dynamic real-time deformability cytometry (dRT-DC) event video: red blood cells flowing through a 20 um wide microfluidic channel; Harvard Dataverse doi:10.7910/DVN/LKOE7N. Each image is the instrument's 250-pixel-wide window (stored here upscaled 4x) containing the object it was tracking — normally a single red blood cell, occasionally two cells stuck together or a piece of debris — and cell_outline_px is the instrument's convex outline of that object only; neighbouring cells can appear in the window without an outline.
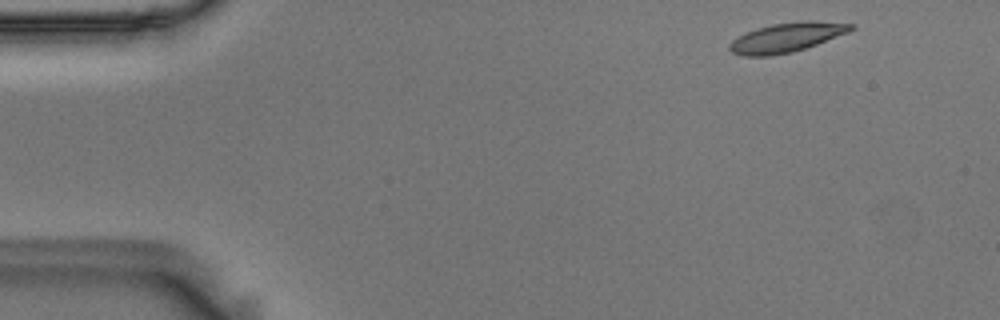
{"species": "Egyptian fruit bat (a non-hibernating species)", "species_latin": "Rousettus aegyptiacus", "temperature_condition": "room temperature", "stored_images_in_passage": 51, "camera_frame_rate_fps": 3000, "um_per_image_px": 0.085, "animal": {"sex": "male"}, "frame": {"image": 1, "passage_image": 1, "time_ms": 0.0, "image_size_px": [1000, 320], "cell_outline_px": [[856, 28], [848, 32], [816, 44], [792, 52], [768, 56], [744, 56], [732, 52], [728, 48], [728, 44], [732, 40], [756, 28], [772, 24], [800, 20], [812, 20], [856, 24]], "centroid_in_image_um": [66.88, 3.16], "position_along_channel_um": 18.1, "area_um2": 20.75}}
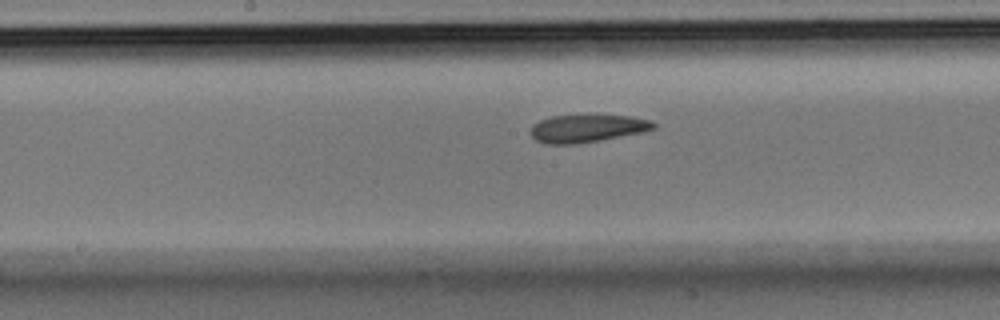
{"frame": {"image": 2, "passage_image": 24, "time_ms": 7.667, "image_size_px": [1000, 320], "cell_outline_px": [[656, 128], [640, 132], [600, 140], [576, 144], [544, 144], [536, 140], [528, 132], [532, 124], [540, 120], [552, 116], [588, 112], [632, 116], [652, 120], [656, 124]], "centroid_in_image_um": [49.88, 10.86], "position_along_channel_um": 198.3, "area_um2": 20.87}}
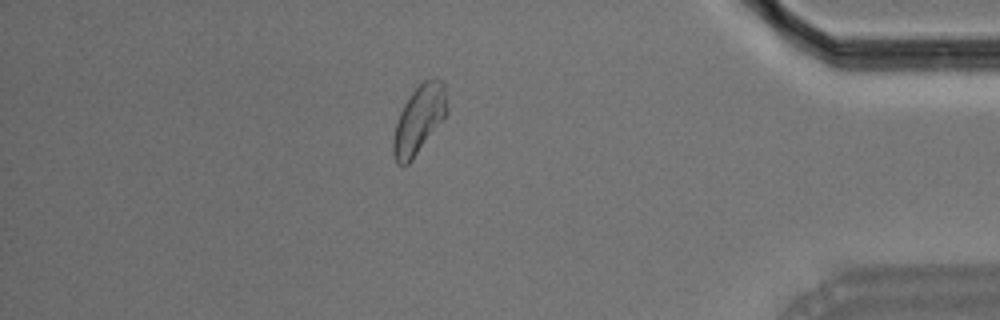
{"frame": {"image": 3, "passage_image": 44, "time_ms": 14.333, "image_size_px": [1000, 320], "cell_outline_px": [[448, 112], [412, 160], [408, 164], [396, 164], [392, 152], [392, 144], [396, 124], [400, 112], [404, 104], [412, 92], [424, 80], [436, 76], [444, 80]], "centroid_in_image_um": [35.63, 10.12], "position_along_channel_um": 399.6, "area_um2": 21.27}, "authors_computed_cell_mechanics": {"area_um2": 20.8658, "velocity_mm_per_s": 3.5696, "shape_relaxation_time_tau1_ms": 5.2467, "shape_relaxation_time_tau2_ms": 4.7298, "deformation_change_tau1": 0.1398, "deformation_change_tau2": 0.1249}}